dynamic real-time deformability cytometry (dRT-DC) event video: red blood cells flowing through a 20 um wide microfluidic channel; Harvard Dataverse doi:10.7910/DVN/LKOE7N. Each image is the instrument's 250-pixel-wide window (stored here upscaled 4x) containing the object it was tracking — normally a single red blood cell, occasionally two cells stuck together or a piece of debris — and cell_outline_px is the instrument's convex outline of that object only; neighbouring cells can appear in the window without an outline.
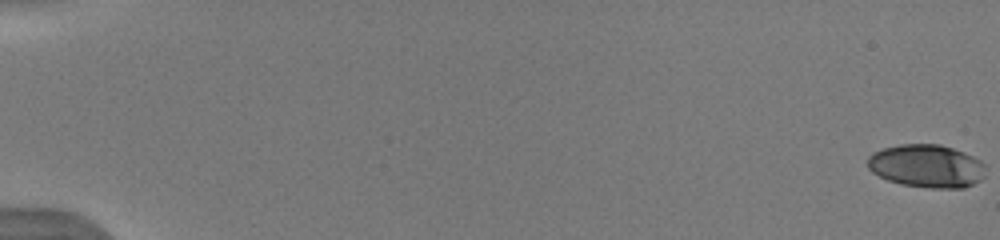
{"species": "human", "species_latin": "Homo sapiens", "temperature_condition": "warm", "stored_images_in_passage": 27, "camera_frame_rate_fps": 3000, "um_per_image_px": 0.085, "donor": {"sex": "male"}, "frame": {"image": 1, "passage_image": 1, "time_ms": 0.0, "image_size_px": [1000, 240], "cell_outline_px": [[984, 176], [980, 180], [964, 188], [928, 188], [900, 184], [888, 180], [872, 172], [868, 168], [868, 156], [872, 152], [884, 148], [900, 144], [940, 144], [964, 152], [980, 160], [984, 164]], "centroid_in_image_um": [78.75, 14.11], "position_along_channel_um": 6.2, "area_um2": 29.65}}
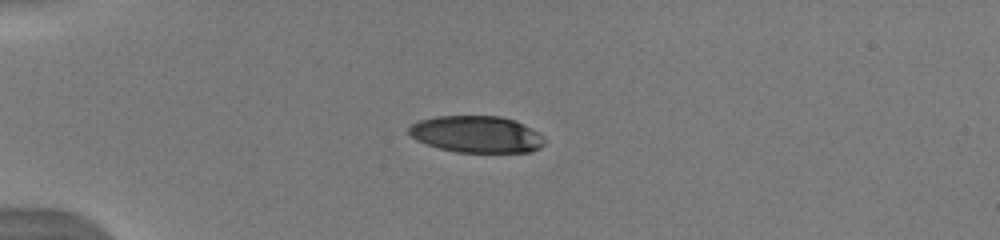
{"frame": {"image": 2, "passage_image": 13, "time_ms": 5.0, "image_size_px": [1000, 240], "cell_outline_px": [[548, 140], [540, 148], [532, 152], [456, 152], [440, 148], [416, 140], [408, 132], [408, 128], [412, 124], [420, 120], [436, 116], [500, 116], [516, 120], [540, 132]], "centroid_in_image_um": [40.58, 11.41], "position_along_channel_um": 44.4, "area_um2": 29.3}}